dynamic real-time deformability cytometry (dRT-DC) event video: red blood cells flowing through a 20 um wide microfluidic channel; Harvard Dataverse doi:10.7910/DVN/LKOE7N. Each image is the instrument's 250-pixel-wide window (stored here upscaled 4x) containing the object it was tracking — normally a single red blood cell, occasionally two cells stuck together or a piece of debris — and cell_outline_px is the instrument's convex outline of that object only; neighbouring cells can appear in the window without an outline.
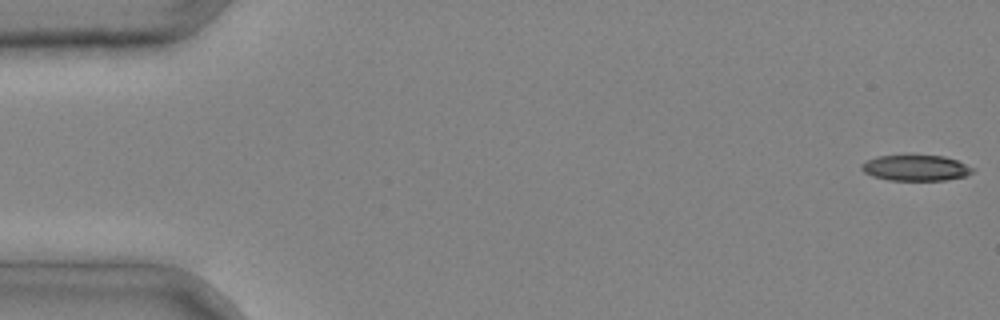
{"species": "common noctule bat (a hibernating species)", "species_latin": "Nyctalus noctula", "temperature_condition": "cold", "stored_images_in_passage": 4, "camera_frame_rate_fps": 3000, "um_per_image_px": 0.085, "animal": {"sex": "male", "body_mass_g": 20.4}, "frame": {"image": 1, "passage_image": 1, "time_ms": 0.0, "image_size_px": [1000, 320], "cell_outline_px": [[976, 168], [972, 172], [964, 176], [944, 180], [888, 180], [872, 176], [864, 172], [860, 168], [860, 164], [876, 156], [944, 156], [956, 160]], "centroid_in_image_um": [77.82, 14.28], "position_along_channel_um": 7.2, "area_um2": 16.53}}
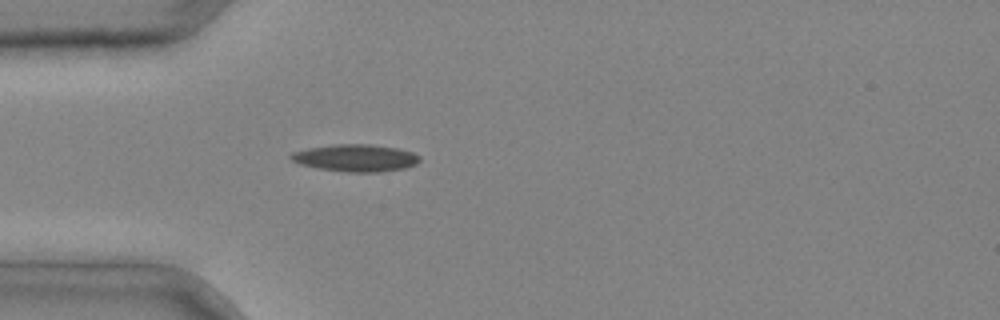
{"frame": {"image": 2, "passage_image": 4, "time_ms": 1.0, "image_size_px": [1000, 320], "cell_outline_px": [[420, 160], [416, 164], [404, 168], [380, 172], [348, 172], [316, 168], [300, 164], [292, 160], [288, 156], [292, 152], [308, 148], [332, 144], [368, 144], [400, 148], [412, 152], [420, 156]], "centroid_in_image_um": [30.22, 13.42], "position_along_channel_um": 54.8, "area_um2": 20.52}}